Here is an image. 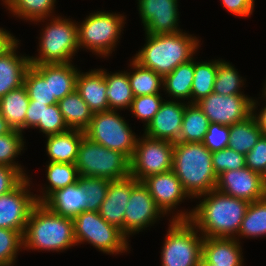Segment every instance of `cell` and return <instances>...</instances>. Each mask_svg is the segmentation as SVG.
Masks as SVG:
<instances>
[{"mask_svg":"<svg viewBox=\"0 0 266 266\" xmlns=\"http://www.w3.org/2000/svg\"><path fill=\"white\" fill-rule=\"evenodd\" d=\"M201 198H203L201 200ZM189 221L203 237L236 238L249 202L214 189L198 198Z\"/></svg>","mask_w":266,"mask_h":266,"instance_id":"1","label":"cell"},{"mask_svg":"<svg viewBox=\"0 0 266 266\" xmlns=\"http://www.w3.org/2000/svg\"><path fill=\"white\" fill-rule=\"evenodd\" d=\"M145 37L146 43L132 58L163 77L193 59L201 42L183 30L175 34H145Z\"/></svg>","mask_w":266,"mask_h":266,"instance_id":"2","label":"cell"},{"mask_svg":"<svg viewBox=\"0 0 266 266\" xmlns=\"http://www.w3.org/2000/svg\"><path fill=\"white\" fill-rule=\"evenodd\" d=\"M23 237V250L64 252L76 246L74 221L50 211L43 203L31 210Z\"/></svg>","mask_w":266,"mask_h":266,"instance_id":"3","label":"cell"},{"mask_svg":"<svg viewBox=\"0 0 266 266\" xmlns=\"http://www.w3.org/2000/svg\"><path fill=\"white\" fill-rule=\"evenodd\" d=\"M172 171L191 200L216 188L212 152L202 142L174 143Z\"/></svg>","mask_w":266,"mask_h":266,"instance_id":"4","label":"cell"},{"mask_svg":"<svg viewBox=\"0 0 266 266\" xmlns=\"http://www.w3.org/2000/svg\"><path fill=\"white\" fill-rule=\"evenodd\" d=\"M50 22H46V21ZM46 22L39 37L38 55L29 56L31 64H65L73 62L80 49L78 45L77 22L61 16L39 19Z\"/></svg>","mask_w":266,"mask_h":266,"instance_id":"5","label":"cell"},{"mask_svg":"<svg viewBox=\"0 0 266 266\" xmlns=\"http://www.w3.org/2000/svg\"><path fill=\"white\" fill-rule=\"evenodd\" d=\"M126 15L109 11H94L82 22L77 21L79 48L90 51L101 58H108L125 28ZM80 23V24H79Z\"/></svg>","mask_w":266,"mask_h":266,"instance_id":"6","label":"cell"},{"mask_svg":"<svg viewBox=\"0 0 266 266\" xmlns=\"http://www.w3.org/2000/svg\"><path fill=\"white\" fill-rule=\"evenodd\" d=\"M79 176L110 181L130 176V159L122 152L108 149L84 136L75 161Z\"/></svg>","mask_w":266,"mask_h":266,"instance_id":"7","label":"cell"},{"mask_svg":"<svg viewBox=\"0 0 266 266\" xmlns=\"http://www.w3.org/2000/svg\"><path fill=\"white\" fill-rule=\"evenodd\" d=\"M161 266H201L204 237L189 220H169Z\"/></svg>","mask_w":266,"mask_h":266,"instance_id":"8","label":"cell"},{"mask_svg":"<svg viewBox=\"0 0 266 266\" xmlns=\"http://www.w3.org/2000/svg\"><path fill=\"white\" fill-rule=\"evenodd\" d=\"M74 238L77 245L91 244L99 252L117 255L130 250L128 238L110 225L98 212L83 211L74 219Z\"/></svg>","mask_w":266,"mask_h":266,"instance_id":"9","label":"cell"},{"mask_svg":"<svg viewBox=\"0 0 266 266\" xmlns=\"http://www.w3.org/2000/svg\"><path fill=\"white\" fill-rule=\"evenodd\" d=\"M117 110L93 113L85 136L108 149L122 152L132 158L138 135L133 132L127 120Z\"/></svg>","mask_w":266,"mask_h":266,"instance_id":"10","label":"cell"},{"mask_svg":"<svg viewBox=\"0 0 266 266\" xmlns=\"http://www.w3.org/2000/svg\"><path fill=\"white\" fill-rule=\"evenodd\" d=\"M173 151V142L141 135L130 159V176L143 181L148 176L172 170Z\"/></svg>","mask_w":266,"mask_h":266,"instance_id":"11","label":"cell"},{"mask_svg":"<svg viewBox=\"0 0 266 266\" xmlns=\"http://www.w3.org/2000/svg\"><path fill=\"white\" fill-rule=\"evenodd\" d=\"M143 183L148 187L149 193L162 213L168 216L172 212L173 215L169 220L190 219L193 209L190 211L188 209L187 211L186 209L175 211L179 204L191 198L172 170L148 176L143 180Z\"/></svg>","mask_w":266,"mask_h":266,"instance_id":"12","label":"cell"},{"mask_svg":"<svg viewBox=\"0 0 266 266\" xmlns=\"http://www.w3.org/2000/svg\"><path fill=\"white\" fill-rule=\"evenodd\" d=\"M31 184V179L25 177L13 190L0 196V228L16 230L23 235L30 212L37 204Z\"/></svg>","mask_w":266,"mask_h":266,"instance_id":"13","label":"cell"},{"mask_svg":"<svg viewBox=\"0 0 266 266\" xmlns=\"http://www.w3.org/2000/svg\"><path fill=\"white\" fill-rule=\"evenodd\" d=\"M124 235L129 239L132 235L143 232L147 227L154 226L161 217H165L156 206L143 181H137L131 188V196L125 207Z\"/></svg>","mask_w":266,"mask_h":266,"instance_id":"14","label":"cell"},{"mask_svg":"<svg viewBox=\"0 0 266 266\" xmlns=\"http://www.w3.org/2000/svg\"><path fill=\"white\" fill-rule=\"evenodd\" d=\"M253 97L210 93L197 102L210 123L231 126L252 114Z\"/></svg>","mask_w":266,"mask_h":266,"instance_id":"15","label":"cell"},{"mask_svg":"<svg viewBox=\"0 0 266 266\" xmlns=\"http://www.w3.org/2000/svg\"><path fill=\"white\" fill-rule=\"evenodd\" d=\"M145 34H175L179 27L178 0H137Z\"/></svg>","mask_w":266,"mask_h":266,"instance_id":"16","label":"cell"},{"mask_svg":"<svg viewBox=\"0 0 266 266\" xmlns=\"http://www.w3.org/2000/svg\"><path fill=\"white\" fill-rule=\"evenodd\" d=\"M215 189L249 203L266 197L261 174L248 167L222 172L217 176Z\"/></svg>","mask_w":266,"mask_h":266,"instance_id":"17","label":"cell"},{"mask_svg":"<svg viewBox=\"0 0 266 266\" xmlns=\"http://www.w3.org/2000/svg\"><path fill=\"white\" fill-rule=\"evenodd\" d=\"M186 102L164 100L159 111L144 128V134L153 139L179 142V134Z\"/></svg>","mask_w":266,"mask_h":266,"instance_id":"18","label":"cell"},{"mask_svg":"<svg viewBox=\"0 0 266 266\" xmlns=\"http://www.w3.org/2000/svg\"><path fill=\"white\" fill-rule=\"evenodd\" d=\"M137 181L132 176L110 181L106 198L98 211L103 219L120 229L123 234L125 207L131 196V188Z\"/></svg>","mask_w":266,"mask_h":266,"instance_id":"19","label":"cell"},{"mask_svg":"<svg viewBox=\"0 0 266 266\" xmlns=\"http://www.w3.org/2000/svg\"><path fill=\"white\" fill-rule=\"evenodd\" d=\"M241 241L236 238L204 237L201 264L244 266Z\"/></svg>","mask_w":266,"mask_h":266,"instance_id":"20","label":"cell"},{"mask_svg":"<svg viewBox=\"0 0 266 266\" xmlns=\"http://www.w3.org/2000/svg\"><path fill=\"white\" fill-rule=\"evenodd\" d=\"M106 89L104 68H94L88 72L79 70L76 78V91L93 113L109 110Z\"/></svg>","mask_w":266,"mask_h":266,"instance_id":"21","label":"cell"},{"mask_svg":"<svg viewBox=\"0 0 266 266\" xmlns=\"http://www.w3.org/2000/svg\"><path fill=\"white\" fill-rule=\"evenodd\" d=\"M19 45L18 41L0 57V98L24 84L26 71L31 66L28 55L18 54Z\"/></svg>","mask_w":266,"mask_h":266,"instance_id":"22","label":"cell"},{"mask_svg":"<svg viewBox=\"0 0 266 266\" xmlns=\"http://www.w3.org/2000/svg\"><path fill=\"white\" fill-rule=\"evenodd\" d=\"M43 204L53 213L74 219L87 211L86 193L79 182L53 192Z\"/></svg>","mask_w":266,"mask_h":266,"instance_id":"23","label":"cell"},{"mask_svg":"<svg viewBox=\"0 0 266 266\" xmlns=\"http://www.w3.org/2000/svg\"><path fill=\"white\" fill-rule=\"evenodd\" d=\"M85 132L76 129L46 136V153L48 162L75 164L79 145Z\"/></svg>","mask_w":266,"mask_h":266,"instance_id":"24","label":"cell"},{"mask_svg":"<svg viewBox=\"0 0 266 266\" xmlns=\"http://www.w3.org/2000/svg\"><path fill=\"white\" fill-rule=\"evenodd\" d=\"M29 102L30 99L24 85L0 98V114L12 129L24 133Z\"/></svg>","mask_w":266,"mask_h":266,"instance_id":"25","label":"cell"},{"mask_svg":"<svg viewBox=\"0 0 266 266\" xmlns=\"http://www.w3.org/2000/svg\"><path fill=\"white\" fill-rule=\"evenodd\" d=\"M23 85L30 100L46 105L58 103L55 98H51L50 64H31L26 71Z\"/></svg>","mask_w":266,"mask_h":266,"instance_id":"26","label":"cell"},{"mask_svg":"<svg viewBox=\"0 0 266 266\" xmlns=\"http://www.w3.org/2000/svg\"><path fill=\"white\" fill-rule=\"evenodd\" d=\"M194 78V58L177 66L163 77V91L171 100H188L191 103V88Z\"/></svg>","mask_w":266,"mask_h":266,"instance_id":"27","label":"cell"},{"mask_svg":"<svg viewBox=\"0 0 266 266\" xmlns=\"http://www.w3.org/2000/svg\"><path fill=\"white\" fill-rule=\"evenodd\" d=\"M45 169L48 185L42 187L40 196L35 194L37 203H43L53 192L76 183L79 178L77 167L72 163L48 162Z\"/></svg>","mask_w":266,"mask_h":266,"instance_id":"28","label":"cell"},{"mask_svg":"<svg viewBox=\"0 0 266 266\" xmlns=\"http://www.w3.org/2000/svg\"><path fill=\"white\" fill-rule=\"evenodd\" d=\"M104 77L109 110L121 111L123 108L129 110L135 96L128 80L127 70L109 73L104 68Z\"/></svg>","mask_w":266,"mask_h":266,"instance_id":"29","label":"cell"},{"mask_svg":"<svg viewBox=\"0 0 266 266\" xmlns=\"http://www.w3.org/2000/svg\"><path fill=\"white\" fill-rule=\"evenodd\" d=\"M57 104L69 129L85 131L89 127L93 112L76 89Z\"/></svg>","mask_w":266,"mask_h":266,"instance_id":"30","label":"cell"},{"mask_svg":"<svg viewBox=\"0 0 266 266\" xmlns=\"http://www.w3.org/2000/svg\"><path fill=\"white\" fill-rule=\"evenodd\" d=\"M262 131L253 114L246 119L229 126L228 147L246 155L261 137Z\"/></svg>","mask_w":266,"mask_h":266,"instance_id":"31","label":"cell"},{"mask_svg":"<svg viewBox=\"0 0 266 266\" xmlns=\"http://www.w3.org/2000/svg\"><path fill=\"white\" fill-rule=\"evenodd\" d=\"M3 5L13 17L34 22L54 17L56 0H4Z\"/></svg>","mask_w":266,"mask_h":266,"instance_id":"32","label":"cell"},{"mask_svg":"<svg viewBox=\"0 0 266 266\" xmlns=\"http://www.w3.org/2000/svg\"><path fill=\"white\" fill-rule=\"evenodd\" d=\"M129 66L133 69V72H128V80L135 97L162 94L160 93L163 89L162 75L140 65L133 58L131 59Z\"/></svg>","mask_w":266,"mask_h":266,"instance_id":"33","label":"cell"},{"mask_svg":"<svg viewBox=\"0 0 266 266\" xmlns=\"http://www.w3.org/2000/svg\"><path fill=\"white\" fill-rule=\"evenodd\" d=\"M209 119L197 103L185 106L179 142H202L209 127Z\"/></svg>","mask_w":266,"mask_h":266,"instance_id":"34","label":"cell"},{"mask_svg":"<svg viewBox=\"0 0 266 266\" xmlns=\"http://www.w3.org/2000/svg\"><path fill=\"white\" fill-rule=\"evenodd\" d=\"M194 58V78L191 88V103H197L201 99L213 93L215 76L218 69V59L196 61Z\"/></svg>","mask_w":266,"mask_h":266,"instance_id":"35","label":"cell"},{"mask_svg":"<svg viewBox=\"0 0 266 266\" xmlns=\"http://www.w3.org/2000/svg\"><path fill=\"white\" fill-rule=\"evenodd\" d=\"M74 63L50 64L51 98L61 100L76 89V78L79 73Z\"/></svg>","mask_w":266,"mask_h":266,"instance_id":"36","label":"cell"},{"mask_svg":"<svg viewBox=\"0 0 266 266\" xmlns=\"http://www.w3.org/2000/svg\"><path fill=\"white\" fill-rule=\"evenodd\" d=\"M266 237V197L250 202L236 239Z\"/></svg>","mask_w":266,"mask_h":266,"instance_id":"37","label":"cell"},{"mask_svg":"<svg viewBox=\"0 0 266 266\" xmlns=\"http://www.w3.org/2000/svg\"><path fill=\"white\" fill-rule=\"evenodd\" d=\"M246 81L239 75L237 69L230 62H226L223 59H218V69L215 76L213 93L222 95H238L244 94Z\"/></svg>","mask_w":266,"mask_h":266,"instance_id":"38","label":"cell"},{"mask_svg":"<svg viewBox=\"0 0 266 266\" xmlns=\"http://www.w3.org/2000/svg\"><path fill=\"white\" fill-rule=\"evenodd\" d=\"M24 140L23 133L12 129L7 134L0 136V164L11 168H16L24 177H28L24 166L16 162L18 155H22L26 143ZM17 157V158H16Z\"/></svg>","mask_w":266,"mask_h":266,"instance_id":"39","label":"cell"},{"mask_svg":"<svg viewBox=\"0 0 266 266\" xmlns=\"http://www.w3.org/2000/svg\"><path fill=\"white\" fill-rule=\"evenodd\" d=\"M78 182L86 193L87 211L98 212L106 198L110 180L98 177L79 176Z\"/></svg>","mask_w":266,"mask_h":266,"instance_id":"40","label":"cell"},{"mask_svg":"<svg viewBox=\"0 0 266 266\" xmlns=\"http://www.w3.org/2000/svg\"><path fill=\"white\" fill-rule=\"evenodd\" d=\"M22 249L23 237L19 231L0 228V265H15Z\"/></svg>","mask_w":266,"mask_h":266,"instance_id":"41","label":"cell"},{"mask_svg":"<svg viewBox=\"0 0 266 266\" xmlns=\"http://www.w3.org/2000/svg\"><path fill=\"white\" fill-rule=\"evenodd\" d=\"M164 97L161 94L142 95L134 97L129 111L138 120H142L144 127H146L152 120L154 115L159 111V108Z\"/></svg>","mask_w":266,"mask_h":266,"instance_id":"42","label":"cell"},{"mask_svg":"<svg viewBox=\"0 0 266 266\" xmlns=\"http://www.w3.org/2000/svg\"><path fill=\"white\" fill-rule=\"evenodd\" d=\"M214 173L218 176L224 171L242 169L246 167L245 155L229 147L212 152Z\"/></svg>","mask_w":266,"mask_h":266,"instance_id":"43","label":"cell"},{"mask_svg":"<svg viewBox=\"0 0 266 266\" xmlns=\"http://www.w3.org/2000/svg\"><path fill=\"white\" fill-rule=\"evenodd\" d=\"M35 128L39 129V132H43L44 136L55 135L69 130L58 104L45 107L44 124H37L33 129Z\"/></svg>","mask_w":266,"mask_h":266,"instance_id":"44","label":"cell"},{"mask_svg":"<svg viewBox=\"0 0 266 266\" xmlns=\"http://www.w3.org/2000/svg\"><path fill=\"white\" fill-rule=\"evenodd\" d=\"M202 143L211 152L227 148L229 143V126L210 123Z\"/></svg>","mask_w":266,"mask_h":266,"instance_id":"45","label":"cell"},{"mask_svg":"<svg viewBox=\"0 0 266 266\" xmlns=\"http://www.w3.org/2000/svg\"><path fill=\"white\" fill-rule=\"evenodd\" d=\"M246 167L262 174L266 168V135H261L256 145L245 155Z\"/></svg>","mask_w":266,"mask_h":266,"instance_id":"46","label":"cell"},{"mask_svg":"<svg viewBox=\"0 0 266 266\" xmlns=\"http://www.w3.org/2000/svg\"><path fill=\"white\" fill-rule=\"evenodd\" d=\"M24 178L16 168L0 164V196L13 190Z\"/></svg>","mask_w":266,"mask_h":266,"instance_id":"47","label":"cell"},{"mask_svg":"<svg viewBox=\"0 0 266 266\" xmlns=\"http://www.w3.org/2000/svg\"><path fill=\"white\" fill-rule=\"evenodd\" d=\"M225 9L237 17H250L254 12L255 0H221Z\"/></svg>","mask_w":266,"mask_h":266,"instance_id":"48","label":"cell"},{"mask_svg":"<svg viewBox=\"0 0 266 266\" xmlns=\"http://www.w3.org/2000/svg\"><path fill=\"white\" fill-rule=\"evenodd\" d=\"M47 106L44 103L30 100L25 117V129L34 128L37 124H44L45 107Z\"/></svg>","mask_w":266,"mask_h":266,"instance_id":"49","label":"cell"},{"mask_svg":"<svg viewBox=\"0 0 266 266\" xmlns=\"http://www.w3.org/2000/svg\"><path fill=\"white\" fill-rule=\"evenodd\" d=\"M259 98H263L264 101H266V96L262 93L261 94V97ZM260 103L258 102V99H254L253 98V101H252V114L254 115V117L256 118L257 122H258V125H259V128L261 129L262 131V134L263 135H266V103H265V106H262L261 109H257L258 106ZM258 110V112H257Z\"/></svg>","mask_w":266,"mask_h":266,"instance_id":"50","label":"cell"},{"mask_svg":"<svg viewBox=\"0 0 266 266\" xmlns=\"http://www.w3.org/2000/svg\"><path fill=\"white\" fill-rule=\"evenodd\" d=\"M18 41L10 31L0 27V57L8 52Z\"/></svg>","mask_w":266,"mask_h":266,"instance_id":"51","label":"cell"},{"mask_svg":"<svg viewBox=\"0 0 266 266\" xmlns=\"http://www.w3.org/2000/svg\"><path fill=\"white\" fill-rule=\"evenodd\" d=\"M12 128L8 125L5 118L0 114V136L10 132Z\"/></svg>","mask_w":266,"mask_h":266,"instance_id":"52","label":"cell"},{"mask_svg":"<svg viewBox=\"0 0 266 266\" xmlns=\"http://www.w3.org/2000/svg\"><path fill=\"white\" fill-rule=\"evenodd\" d=\"M261 178H262V183H263L264 189L266 190V168L262 172Z\"/></svg>","mask_w":266,"mask_h":266,"instance_id":"53","label":"cell"},{"mask_svg":"<svg viewBox=\"0 0 266 266\" xmlns=\"http://www.w3.org/2000/svg\"><path fill=\"white\" fill-rule=\"evenodd\" d=\"M262 89H263L262 93L266 96V80H265V83H264Z\"/></svg>","mask_w":266,"mask_h":266,"instance_id":"54","label":"cell"},{"mask_svg":"<svg viewBox=\"0 0 266 266\" xmlns=\"http://www.w3.org/2000/svg\"><path fill=\"white\" fill-rule=\"evenodd\" d=\"M201 266H216V264H201Z\"/></svg>","mask_w":266,"mask_h":266,"instance_id":"55","label":"cell"}]
</instances>
